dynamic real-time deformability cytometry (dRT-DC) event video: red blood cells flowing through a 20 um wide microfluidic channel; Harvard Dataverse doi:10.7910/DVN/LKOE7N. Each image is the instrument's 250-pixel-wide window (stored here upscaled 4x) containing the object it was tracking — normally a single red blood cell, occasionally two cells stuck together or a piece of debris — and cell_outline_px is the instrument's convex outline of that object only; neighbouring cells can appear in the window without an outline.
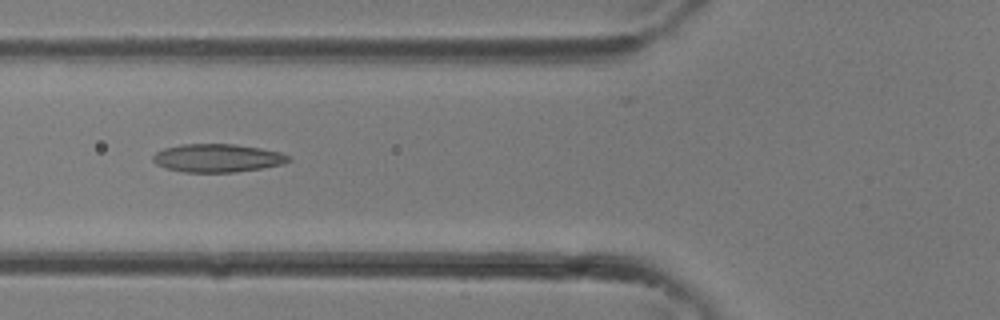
{"species": "common noctule bat (a hibernating species)", "species_latin": "Nyctalus noctula", "temperature_condition": "room temperature", "stored_images_in_passage": 30, "camera_frame_rate_fps": 3000, "um_per_image_px": 0.085, "animal": {"sex": "female"}, "frame": {"image": 1, "passage_image": 13, "time_ms": 4.0, "image_size_px": [1000, 320], "cell_outline_px": [[292, 160], [284, 164], [236, 172], [184, 172], [168, 168], [156, 164], [152, 160], [152, 156], [156, 152], [164, 148], [180, 144], [236, 144], [260, 148], [280, 152], [288, 156]], "centroid_in_image_um": [18.48, 13.43], "position_along_channel_um": 107.3, "area_um2": 22.25}}
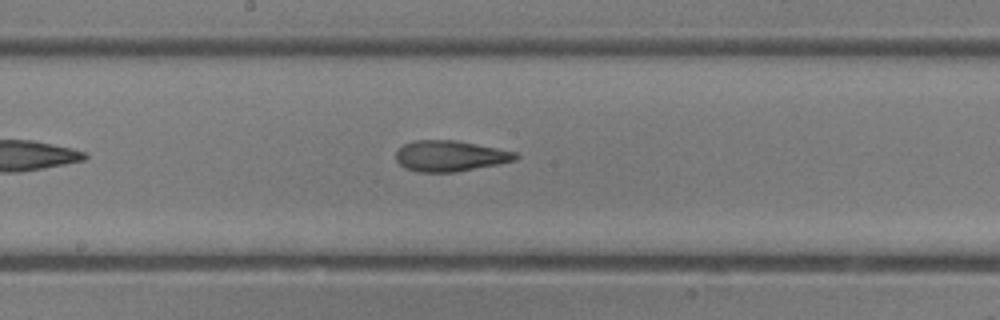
{"frame": {"image": 2, "passage_image": 18, "time_ms": 5.667, "image_size_px": [1000, 320], "cell_outline_px": [[520, 156], [516, 160], [500, 164], [456, 172], [416, 172], [404, 168], [396, 160], [396, 152], [404, 144], [412, 140], [456, 140], [516, 152]], "centroid_in_image_um": [38.25, 13.26], "position_along_channel_um": 209.9, "area_um2": 21.62}}
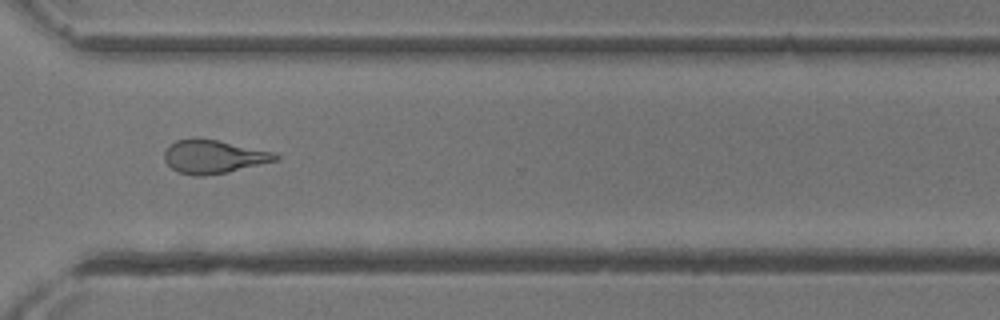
{"frame": {"image": 3, "passage_image": 25, "time_ms": 8.0, "image_size_px": [1000, 320], "cell_outline_px": [[280, 160], [224, 172], [204, 176], [196, 176], [180, 172], [172, 168], [164, 160], [164, 152], [176, 140], [192, 136], [196, 136], [276, 152], [280, 156]], "centroid_in_image_um": [18.16, 13.29], "position_along_channel_um": 352.4, "area_um2": 21.68}}